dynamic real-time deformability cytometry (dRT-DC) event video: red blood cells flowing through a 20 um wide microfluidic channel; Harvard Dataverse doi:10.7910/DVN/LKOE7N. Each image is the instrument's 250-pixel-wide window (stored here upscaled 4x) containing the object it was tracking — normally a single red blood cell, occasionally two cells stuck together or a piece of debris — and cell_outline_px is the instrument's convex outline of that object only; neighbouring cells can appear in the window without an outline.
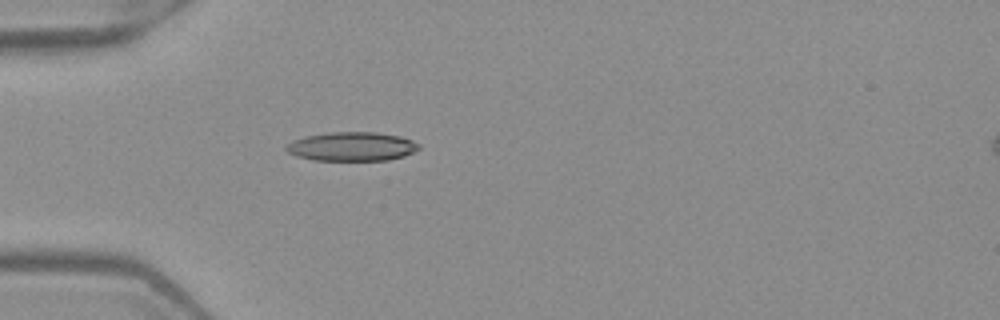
{"species": "Egyptian fruit bat (a non-hibernating species)", "species_latin": "Rousettus aegyptiacus", "temperature_condition": "warm", "stored_images_in_passage": 52, "camera_frame_rate_fps": 3000, "um_per_image_px": 0.085, "frame": {"image": 1, "passage_image": 16, "time_ms": 5.0, "image_size_px": [1000, 320], "cell_outline_px": [[420, 148], [404, 156], [388, 160], [312, 160], [296, 156], [288, 152], [284, 148], [292, 140], [304, 136], [332, 132], [376, 132], [400, 136], [412, 140], [420, 144]], "centroid_in_image_um": [29.9, 12.45], "position_along_channel_um": 55.1, "area_um2": 22.43}}
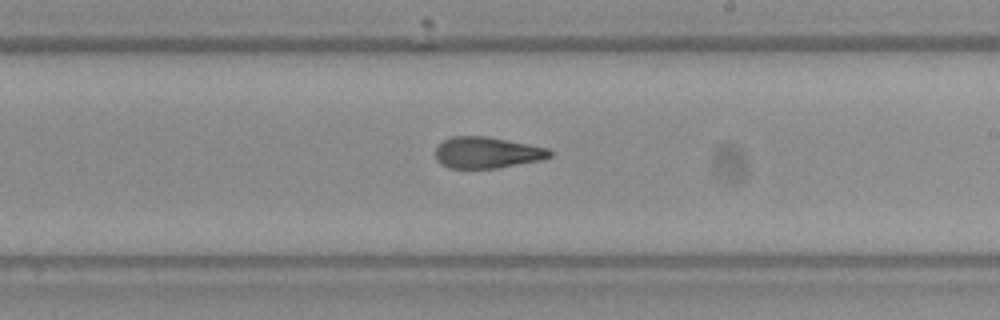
{"frame": {"image": 2, "passage_image": 31, "time_ms": 10.0, "image_size_px": [1000, 320], "cell_outline_px": [[552, 156], [544, 160], [496, 168], [448, 168], [440, 164], [436, 160], [436, 148], [444, 140], [452, 136], [488, 136], [548, 148], [552, 152]], "centroid_in_image_um": [41.41, 12.97], "position_along_channel_um": 247.6, "area_um2": 20.98}}
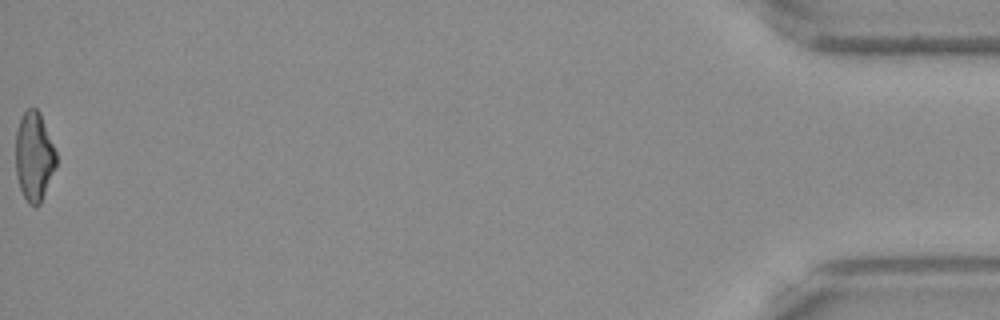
{"frame": {"image": 3, "passage_image": 52, "time_ms": 17.0, "image_size_px": [1000, 320], "cell_outline_px": [[56, 168], [40, 204], [36, 208], [28, 204], [20, 188], [16, 176], [16, 132], [20, 120], [24, 112], [28, 108], [36, 108], [40, 112], [56, 152]], "centroid_in_image_um": [2.9, 13.33], "position_along_channel_um": 432.3, "area_um2": 21.1}, "authors_computed_cell_mechanics": {"area_um2": 21.8195, "velocity_mm_per_s": 4.0121, "shape_relaxation_time_tau1_ms": 6.4547, "shape_relaxation_time_tau2_ms": 2.0042, "deformation_change_tau1": 0.1897, "deformation_change_tau2": 0.0974}}